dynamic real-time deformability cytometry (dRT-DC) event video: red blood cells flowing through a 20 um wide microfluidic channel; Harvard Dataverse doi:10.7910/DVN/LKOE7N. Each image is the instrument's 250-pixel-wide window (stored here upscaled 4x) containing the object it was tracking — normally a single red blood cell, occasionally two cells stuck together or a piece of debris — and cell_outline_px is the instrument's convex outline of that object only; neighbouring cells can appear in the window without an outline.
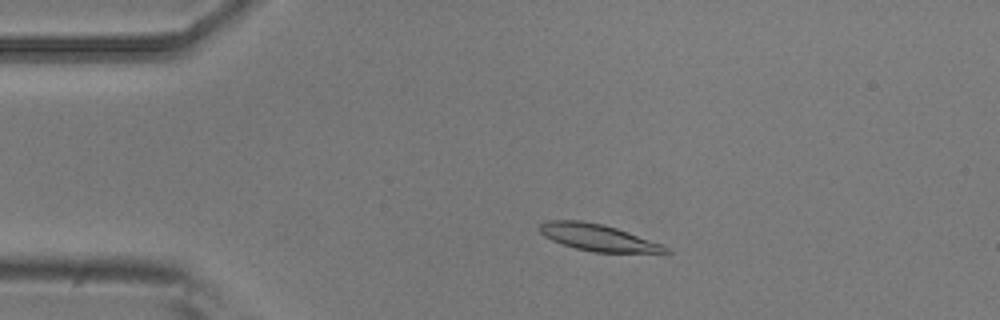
{"species": "common noctule bat (a hibernating species)", "species_latin": "Nyctalus noctula", "temperature_condition": "room temperature", "stored_images_in_passage": 4, "camera_frame_rate_fps": 3000, "um_per_image_px": 0.085, "animal": {"sex": "male", "body_mass_g": 20.5, "forearm_length_mm": 52.5}, "frame": {"image": 1, "passage_image": 3, "time_ms": 0.667, "image_size_px": [1000, 320], "cell_outline_px": [[672, 252], [592, 252], [576, 248], [552, 240], [544, 236], [540, 232], [540, 224], [544, 220], [580, 220], [604, 224], [664, 244]], "centroid_in_image_um": [50.81, 20.17], "position_along_channel_um": 34.2, "area_um2": 19.48}}